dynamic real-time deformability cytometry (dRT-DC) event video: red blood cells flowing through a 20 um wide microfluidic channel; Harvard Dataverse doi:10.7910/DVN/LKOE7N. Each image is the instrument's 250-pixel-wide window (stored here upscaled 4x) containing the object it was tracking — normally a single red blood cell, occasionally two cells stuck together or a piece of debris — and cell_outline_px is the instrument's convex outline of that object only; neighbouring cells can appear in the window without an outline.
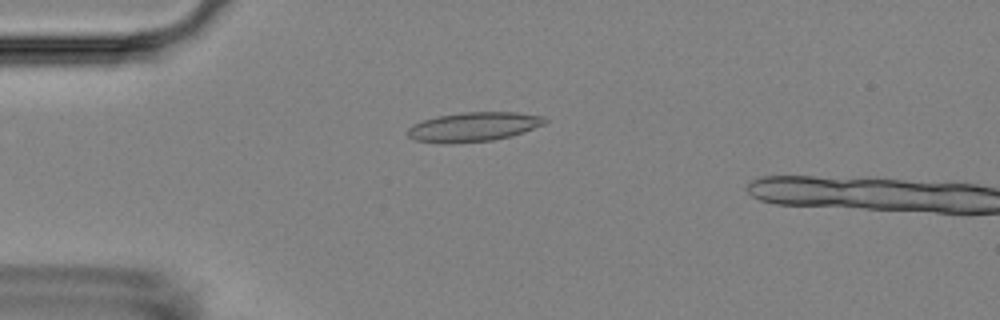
{"species": "Egyptian fruit bat (a non-hibernating species)", "species_latin": "Rousettus aegyptiacus", "temperature_condition": "room temperature", "stored_images_in_passage": 5, "camera_frame_rate_fps": 3000, "um_per_image_px": 0.085, "animal": {"sex": "female"}, "frame": {"image": 1, "passage_image": 4, "time_ms": 3.667, "image_size_px": [1000, 320], "cell_outline_px": [[548, 120], [544, 124], [524, 132], [512, 136], [492, 140], [452, 144], [436, 144], [412, 140], [408, 136], [408, 128], [412, 124], [436, 116], [460, 112], [516, 112], [544, 116]], "centroid_in_image_um": [40.21, 10.79], "position_along_channel_um": 44.8, "area_um2": 23.87}}